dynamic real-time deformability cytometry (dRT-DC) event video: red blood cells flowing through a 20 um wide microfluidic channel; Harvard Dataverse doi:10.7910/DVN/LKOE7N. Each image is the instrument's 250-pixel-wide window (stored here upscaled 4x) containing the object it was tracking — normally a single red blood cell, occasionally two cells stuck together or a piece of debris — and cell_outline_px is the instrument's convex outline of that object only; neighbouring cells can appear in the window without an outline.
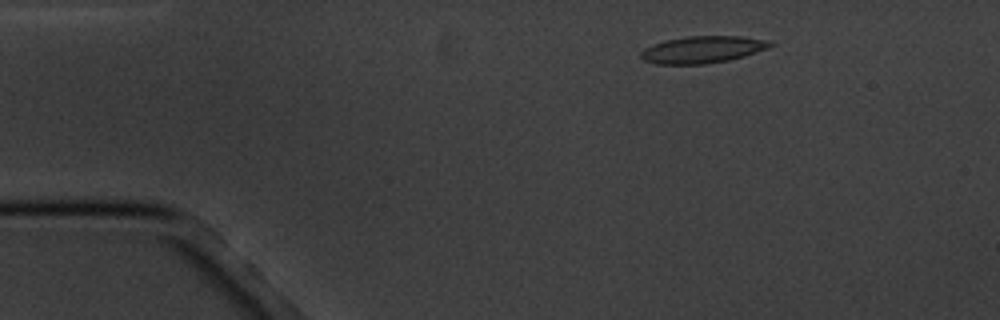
{"species": "common noctule bat (a hibernating species)", "species_latin": "Nyctalus noctula", "temperature_condition": "cold", "stored_images_in_passage": 3, "camera_frame_rate_fps": 3000, "um_per_image_px": 0.085, "animal": {"sex": "male", "body_mass_g": 20.1, "forearm_length_mm": 53.5}, "frame": {"image": 1, "passage_image": 2, "time_ms": 1.0, "image_size_px": [1000, 320], "cell_outline_px": [[776, 44], [768, 48], [744, 56], [728, 60], [704, 64], [656, 64], [644, 60], [640, 56], [640, 52], [644, 48], [652, 44], [664, 40], [688, 36], [740, 36], [772, 40]], "centroid_in_image_um": [59.73, 4.2], "position_along_channel_um": 25.3, "area_um2": 20.52}}